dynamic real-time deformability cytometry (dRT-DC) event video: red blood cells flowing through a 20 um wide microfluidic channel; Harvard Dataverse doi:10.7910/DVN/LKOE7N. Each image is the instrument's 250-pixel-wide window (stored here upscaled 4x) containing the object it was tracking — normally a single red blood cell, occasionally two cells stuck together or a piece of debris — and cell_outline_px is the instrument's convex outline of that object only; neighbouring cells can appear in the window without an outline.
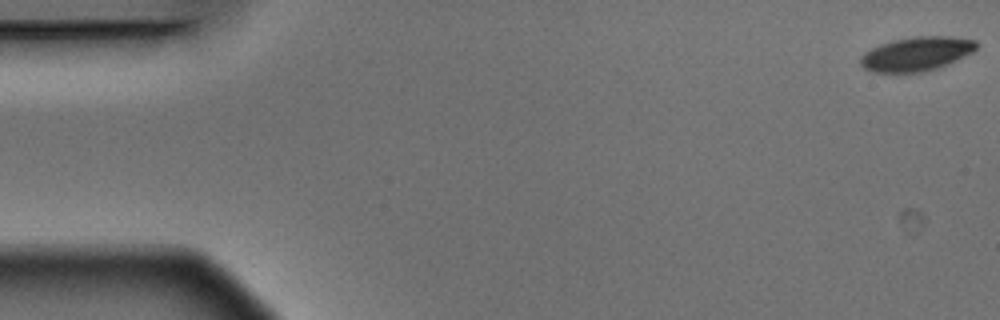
{"species": "Egyptian fruit bat (a non-hibernating species)", "species_latin": "Rousettus aegyptiacus", "temperature_condition": "warm", "stored_images_in_passage": 6, "camera_frame_rate_fps": 3000, "um_per_image_px": 0.085, "animal": {"sex": "male"}, "frame": {"image": 1, "passage_image": 1, "time_ms": 0.0, "image_size_px": [1000, 320], "cell_outline_px": [[976, 48], [972, 52], [948, 64], [936, 68], [920, 72], [872, 72], [864, 68], [860, 64], [860, 56], [864, 52], [880, 44], [892, 40], [916, 36], [948, 36], [976, 40]], "centroid_in_image_um": [77.87, 4.57], "position_along_channel_um": 7.1, "area_um2": 22.89}}
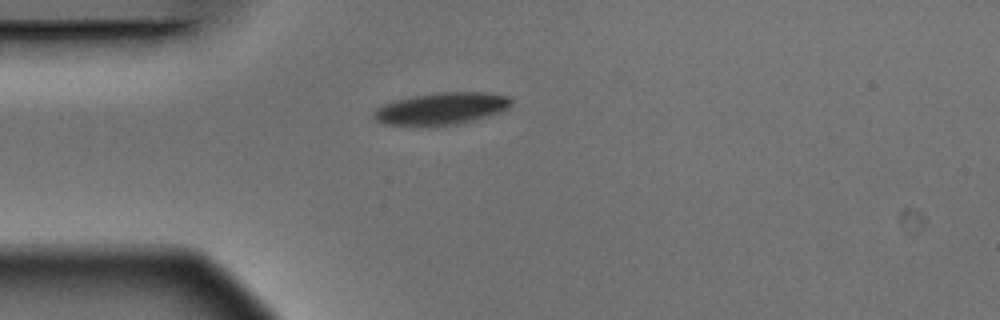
{"frame": {"image": 2, "passage_image": 5, "time_ms": 1.333, "image_size_px": [1000, 320], "cell_outline_px": [[512, 104], [508, 108], [500, 112], [488, 116], [456, 124], [384, 124], [376, 120], [372, 116], [372, 112], [376, 108], [384, 104], [396, 100], [412, 96], [440, 92], [484, 92], [512, 96]], "centroid_in_image_um": [37.56, 9.2], "position_along_channel_um": 47.4, "area_um2": 25.26}}